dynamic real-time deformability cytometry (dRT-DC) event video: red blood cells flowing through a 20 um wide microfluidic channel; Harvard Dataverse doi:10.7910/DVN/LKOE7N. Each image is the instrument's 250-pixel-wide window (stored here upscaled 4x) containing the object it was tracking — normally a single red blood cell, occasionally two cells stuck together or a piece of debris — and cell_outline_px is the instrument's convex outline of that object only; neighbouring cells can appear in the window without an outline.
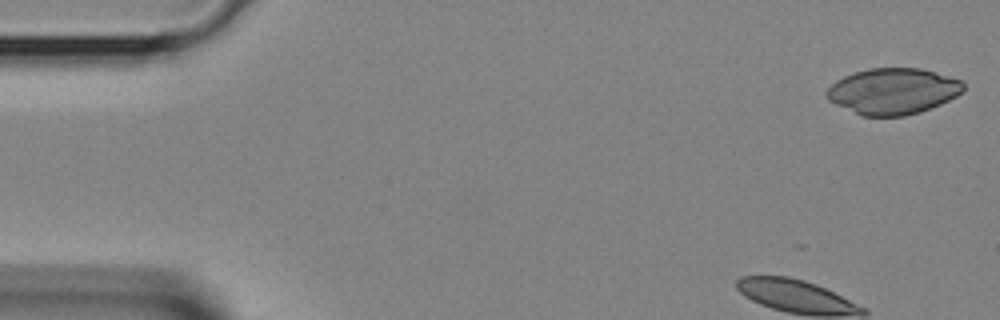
{"species": "Egyptian fruit bat (a non-hibernating species)", "species_latin": "Rousettus aegyptiacus", "temperature_condition": "room temperature", "stored_images_in_passage": 37, "camera_frame_rate_fps": 3000, "um_per_image_px": 0.085, "animal": {"sex": "female"}, "frame": {"image": 1, "passage_image": 1, "time_ms": 0.0, "image_size_px": [1000, 320], "cell_outline_px": [[964, 88], [956, 96], [940, 104], [920, 112], [904, 116], [860, 116], [828, 100], [824, 96], [824, 92], [836, 80], [844, 76], [868, 68], [920, 68], [964, 80]], "centroid_in_image_um": [75.88, 7.75], "position_along_channel_um": 9.1, "area_um2": 36.82}}